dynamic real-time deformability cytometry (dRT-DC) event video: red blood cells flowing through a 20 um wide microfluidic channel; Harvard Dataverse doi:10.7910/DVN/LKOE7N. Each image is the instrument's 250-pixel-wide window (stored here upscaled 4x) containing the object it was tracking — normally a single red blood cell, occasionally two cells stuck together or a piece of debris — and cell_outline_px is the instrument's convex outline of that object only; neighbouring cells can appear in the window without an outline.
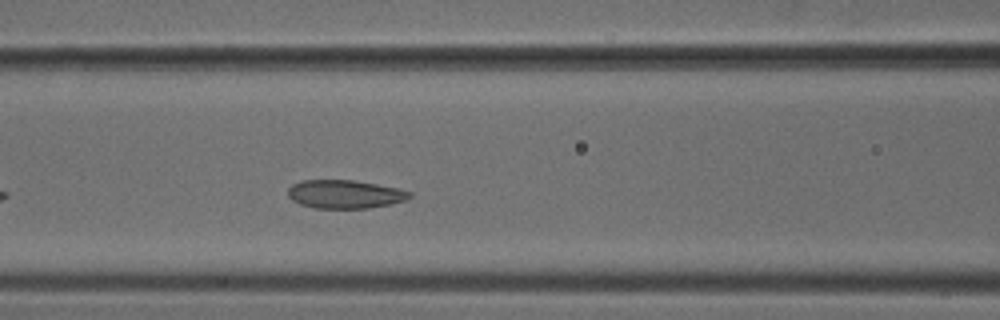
{"species": "common noctule bat (a hibernating species)", "species_latin": "Nyctalus noctula", "temperature_condition": "cold", "stored_images_in_passage": 28, "camera_frame_rate_fps": 3000, "um_per_image_px": 0.085, "animal": {"sex": "male", "body_mass_g": 18.8}, "frame": {"image": 1, "passage_image": 10, "time_ms": 3.0, "image_size_px": [1000, 320], "cell_outline_px": [[412, 196], [404, 200], [392, 204], [368, 208], [312, 208], [300, 204], [292, 200], [288, 196], [288, 188], [292, 184], [304, 180], [352, 180], [376, 184], [396, 188], [412, 192]], "centroid_in_image_um": [29.29, 16.51], "position_along_channel_um": 137.3, "area_um2": 20.11}}
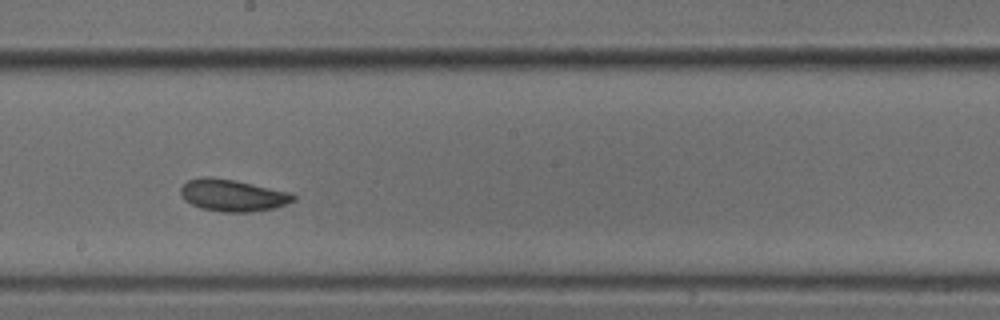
{"frame": {"image": 2, "passage_image": 17, "time_ms": 5.333, "image_size_px": [1000, 320], "cell_outline_px": [[296, 200], [276, 208], [248, 212], [220, 212], [200, 208], [184, 200], [180, 192], [180, 188], [188, 180], [204, 176], [208, 176], [236, 180], [292, 192], [296, 196]], "centroid_in_image_um": [19.8, 16.6], "position_along_channel_um": 228.4, "area_um2": 21.27}}
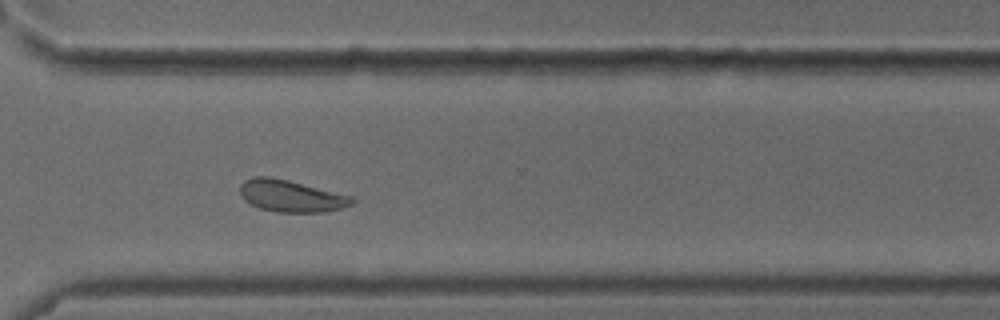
{"frame": {"image": 3, "passage_image": 26, "time_ms": 8.333, "image_size_px": [1000, 320], "cell_outline_px": [[356, 200], [352, 204], [340, 208], [324, 212], [276, 212], [260, 208], [244, 200], [240, 192], [240, 184], [244, 180], [252, 176], [268, 176], [288, 180], [352, 196]], "centroid_in_image_um": [24.72, 16.65], "position_along_channel_um": 345.9, "area_um2": 20.75}}